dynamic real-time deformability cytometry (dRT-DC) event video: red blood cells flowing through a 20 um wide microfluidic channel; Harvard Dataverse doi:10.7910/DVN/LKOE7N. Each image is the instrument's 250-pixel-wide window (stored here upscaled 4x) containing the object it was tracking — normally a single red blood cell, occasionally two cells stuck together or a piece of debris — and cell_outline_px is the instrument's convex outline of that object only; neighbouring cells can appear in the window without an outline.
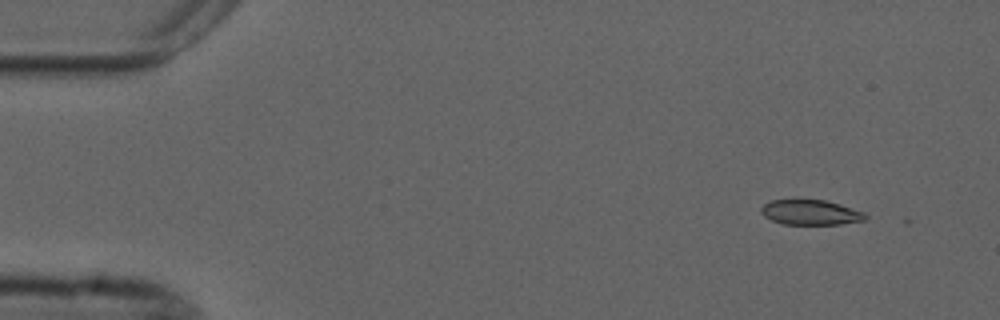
{"species": "common noctule bat (a hibernating species)", "species_latin": "Nyctalus noctula", "temperature_condition": "cold", "stored_images_in_passage": 4, "camera_frame_rate_fps": 3000, "um_per_image_px": 0.085, "animal": {"sex": "male", "forearm_length_mm": 52.5}, "frame": {"image": 1, "passage_image": 1, "time_ms": 0.0, "image_size_px": [1000, 320], "cell_outline_px": [[868, 216], [864, 220], [840, 224], [784, 224], [772, 220], [764, 216], [760, 212], [760, 208], [764, 204], [772, 200], [824, 200], [840, 204], [864, 212]], "centroid_in_image_um": [68.89, 18.05], "position_along_channel_um": 16.1, "area_um2": 15.09}}